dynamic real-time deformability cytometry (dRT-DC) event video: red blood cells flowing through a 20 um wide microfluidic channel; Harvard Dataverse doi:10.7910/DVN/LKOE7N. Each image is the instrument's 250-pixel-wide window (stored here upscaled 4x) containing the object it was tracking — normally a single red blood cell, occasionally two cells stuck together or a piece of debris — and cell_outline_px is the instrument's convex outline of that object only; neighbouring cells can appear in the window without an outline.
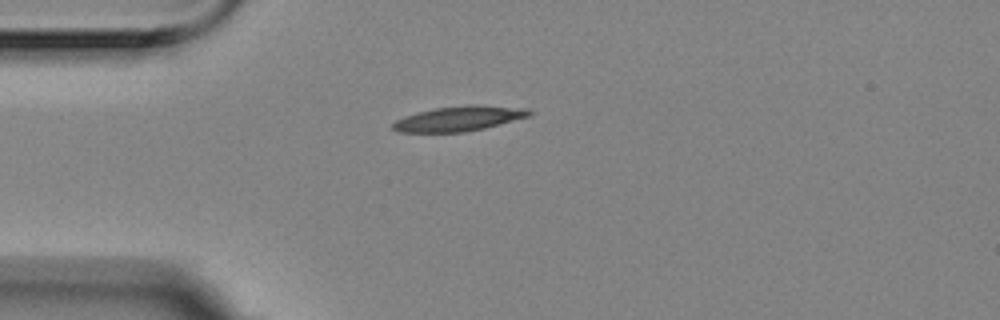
{"species": "Egyptian fruit bat (a non-hibernating species)", "species_latin": "Rousettus aegyptiacus", "temperature_condition": "room temperature", "stored_images_in_passage": 4, "camera_frame_rate_fps": 3000, "um_per_image_px": 0.085, "animal": {"sex": "female"}, "frame": {"image": 1, "passage_image": 4, "time_ms": 1.0, "image_size_px": [1000, 320], "cell_outline_px": [[536, 112], [532, 116], [484, 128], [464, 132], [396, 132], [392, 128], [392, 124], [396, 120], [404, 116], [416, 112], [436, 108], [468, 104], [480, 104], [528, 108]], "centroid_in_image_um": [39.08, 10.06], "position_along_channel_um": 45.9, "area_um2": 20.23}}